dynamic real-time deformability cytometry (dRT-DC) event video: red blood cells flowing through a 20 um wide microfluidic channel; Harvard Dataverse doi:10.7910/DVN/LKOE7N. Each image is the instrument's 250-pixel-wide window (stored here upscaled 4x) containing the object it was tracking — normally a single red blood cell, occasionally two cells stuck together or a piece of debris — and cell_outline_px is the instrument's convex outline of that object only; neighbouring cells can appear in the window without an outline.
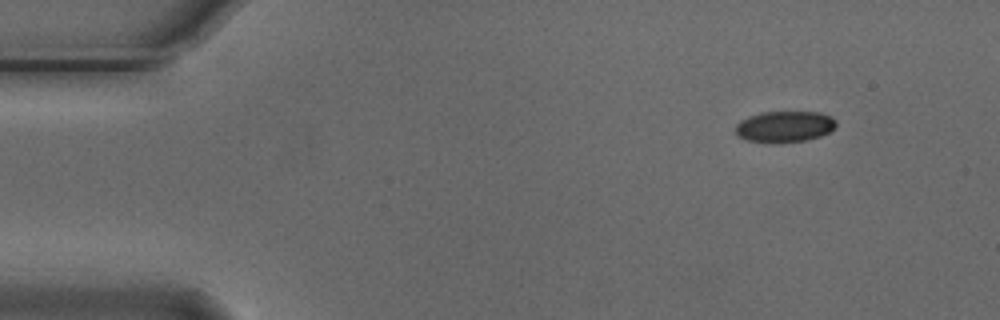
{"species": "Egyptian fruit bat (a non-hibernating species)", "species_latin": "Rousettus aegyptiacus", "temperature_condition": "cold", "stored_images_in_passage": 9, "camera_frame_rate_fps": 3000, "um_per_image_px": 0.085, "animal": {"sex": "male"}, "frame": {"image": 1, "passage_image": 1, "time_ms": 0.0, "image_size_px": [1000, 320], "cell_outline_px": [[836, 128], [820, 136], [808, 140], [772, 144], [768, 144], [744, 140], [736, 136], [736, 124], [740, 120], [748, 116], [760, 112], [820, 112], [832, 116], [836, 120]], "centroid_in_image_um": [66.66, 10.78], "position_along_channel_um": 18.3, "area_um2": 18.84}}
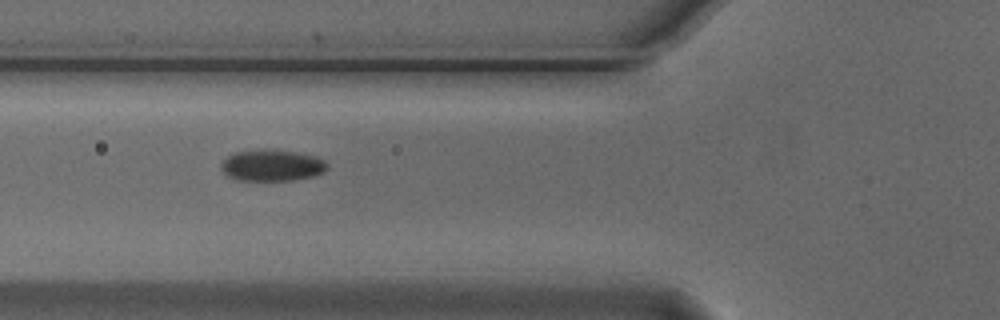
{"frame": {"image": 2, "passage_image": 5, "time_ms": 1.333, "image_size_px": [1000, 320], "cell_outline_px": [[328, 168], [324, 172], [312, 176], [292, 180], [236, 180], [228, 176], [220, 168], [220, 164], [228, 156], [236, 152], [264, 148], [296, 152], [316, 156], [324, 160], [328, 164]], "centroid_in_image_um": [23.12, 14.04], "position_along_channel_um": 102.7, "area_um2": 19.54}}
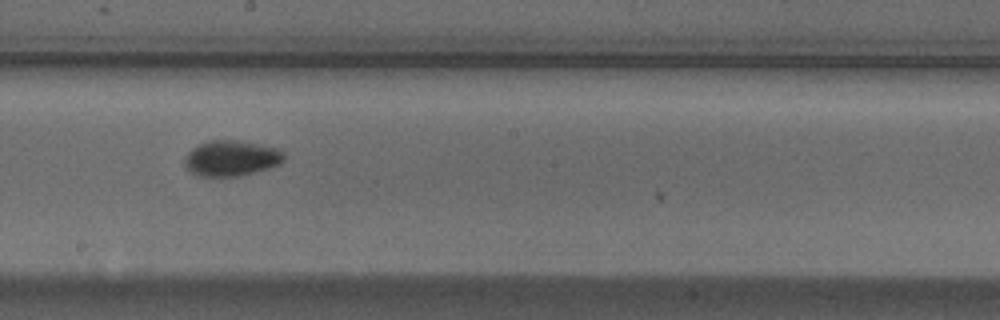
{"frame": {"image": 3, "passage_image": 8, "time_ms": 2.333, "image_size_px": [1000, 320], "cell_outline_px": [[284, 160], [280, 164], [268, 168], [240, 176], [200, 176], [192, 172], [184, 164], [184, 160], [188, 152], [196, 144], [208, 140], [236, 140], [280, 148], [284, 152]], "centroid_in_image_um": [19.67, 13.43], "position_along_channel_um": 228.5, "area_um2": 20.69}}